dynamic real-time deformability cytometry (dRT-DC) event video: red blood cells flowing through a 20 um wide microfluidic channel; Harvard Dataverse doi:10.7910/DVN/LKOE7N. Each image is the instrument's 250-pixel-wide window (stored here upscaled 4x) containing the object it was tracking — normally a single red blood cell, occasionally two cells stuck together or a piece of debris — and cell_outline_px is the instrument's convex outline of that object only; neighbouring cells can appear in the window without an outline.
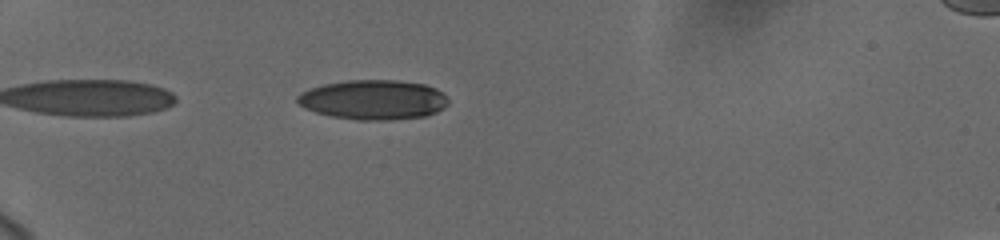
{"species": "human", "species_latin": "Homo sapiens", "temperature_condition": "cold", "stored_images_in_passage": 35, "camera_frame_rate_fps": 3000, "um_per_image_px": 0.085, "donor": {"sex": "female"}, "frame": {"image": 1, "passage_image": 2, "time_ms": 0.333, "image_size_px": [1000, 240], "cell_outline_px": [[448, 104], [444, 108], [436, 112], [424, 116], [392, 120], [356, 120], [332, 116], [316, 112], [304, 108], [296, 100], [296, 96], [300, 92], [324, 84], [348, 80], [396, 80], [424, 84], [436, 88], [448, 100]], "centroid_in_image_um": [31.72, 8.48], "position_along_channel_um": 53.3, "area_um2": 34.85}}
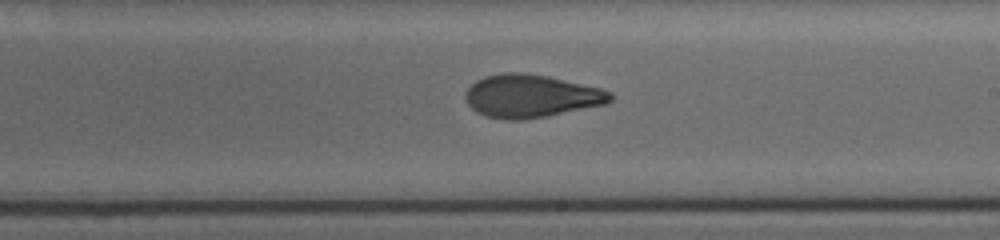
{"frame": {"image": 2, "passage_image": 17, "time_ms": 6.333, "image_size_px": [1000, 240], "cell_outline_px": [[612, 100], [608, 104], [544, 116], [520, 120], [508, 120], [484, 116], [476, 112], [468, 104], [464, 96], [468, 88], [476, 80], [484, 76], [504, 72], [516, 72], [548, 76], [604, 88], [612, 92]], "centroid_in_image_um": [45.16, 8.16], "position_along_channel_um": 243.8, "area_um2": 36.41}}
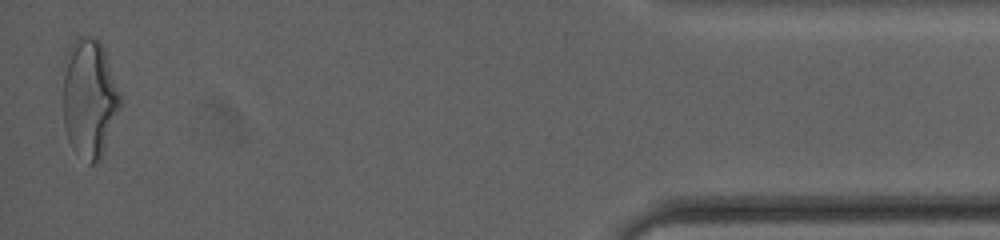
{"frame": {"image": 3, "passage_image": 35, "time_ms": 13.0, "image_size_px": [1000, 240], "cell_outline_px": [[120, 108], [104, 152], [100, 160], [92, 164], [88, 164], [72, 148], [68, 140], [64, 128], [64, 76], [68, 48], [76, 40], [88, 36], [92, 36], [100, 40], [104, 48], [120, 92]], "centroid_in_image_um": [7.61, 8.39], "position_along_channel_um": 427.6, "area_um2": 39.48}, "authors_computed_cell_mechanics": {"area_um2": 35.9516, "velocity_mm_per_s": 3.7135, "shape_relaxation_time_tau1_ms": 7.4907, "shape_relaxation_time_tau2_ms": 1.9829, "deformation_change_tau1": 0.2257, "deformation_change_tau2": 0.0887}}